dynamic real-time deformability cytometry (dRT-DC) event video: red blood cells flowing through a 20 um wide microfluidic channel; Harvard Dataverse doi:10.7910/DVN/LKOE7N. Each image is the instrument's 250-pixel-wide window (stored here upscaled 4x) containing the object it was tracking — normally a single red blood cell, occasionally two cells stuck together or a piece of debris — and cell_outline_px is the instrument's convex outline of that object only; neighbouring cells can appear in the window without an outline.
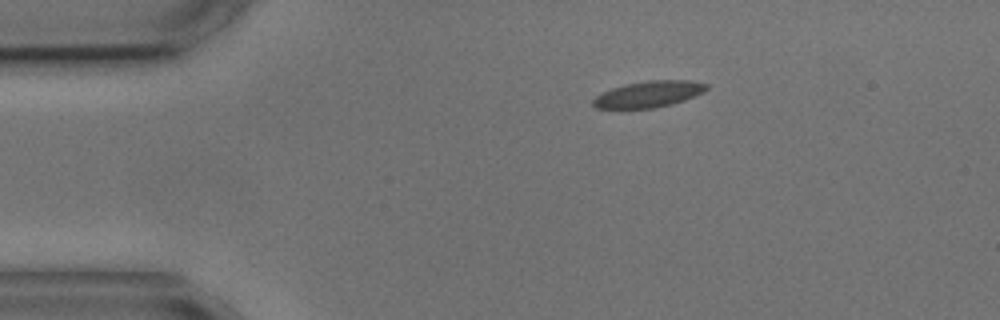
{"species": "common noctule bat (a hibernating species)", "species_latin": "Nyctalus noctula", "temperature_condition": "cold", "stored_images_in_passage": 2, "camera_frame_rate_fps": 3000, "um_per_image_px": 0.085, "animal": {"sex": "male", "body_mass_g": 17.9, "forearm_length_mm": 54.2}, "frame": {"image": 1, "passage_image": 1, "time_ms": 0.0, "image_size_px": [1000, 320], "cell_outline_px": [[708, 88], [704, 92], [684, 100], [672, 104], [652, 108], [596, 108], [592, 104], [592, 100], [596, 96], [612, 88], [624, 84], [648, 80], [688, 80], [708, 84]], "centroid_in_image_um": [55.15, 7.99], "position_along_channel_um": 29.9, "area_um2": 17.28}}